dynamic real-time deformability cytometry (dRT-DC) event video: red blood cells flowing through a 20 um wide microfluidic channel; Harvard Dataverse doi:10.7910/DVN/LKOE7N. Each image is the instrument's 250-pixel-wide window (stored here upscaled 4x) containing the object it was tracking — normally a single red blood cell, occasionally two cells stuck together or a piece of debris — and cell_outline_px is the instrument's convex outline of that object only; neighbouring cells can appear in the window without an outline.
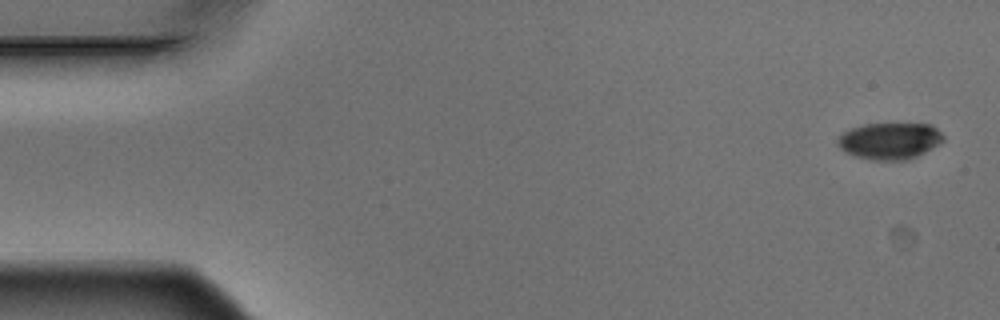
{"species": "Egyptian fruit bat (a non-hibernating species)", "species_latin": "Rousettus aegyptiacus", "temperature_condition": "warm", "stored_images_in_passage": 4, "camera_frame_rate_fps": 3000, "um_per_image_px": 0.085, "animal": {"sex": "male"}, "frame": {"image": 1, "passage_image": 1, "time_ms": 0.0, "image_size_px": [1000, 320], "cell_outline_px": [[944, 140], [940, 144], [908, 160], [872, 160], [856, 156], [844, 152], [840, 148], [836, 140], [844, 132], [852, 128], [864, 124], [932, 124], [944, 136]], "centroid_in_image_um": [75.63, 11.98], "position_along_channel_um": 9.4, "area_um2": 22.48}}